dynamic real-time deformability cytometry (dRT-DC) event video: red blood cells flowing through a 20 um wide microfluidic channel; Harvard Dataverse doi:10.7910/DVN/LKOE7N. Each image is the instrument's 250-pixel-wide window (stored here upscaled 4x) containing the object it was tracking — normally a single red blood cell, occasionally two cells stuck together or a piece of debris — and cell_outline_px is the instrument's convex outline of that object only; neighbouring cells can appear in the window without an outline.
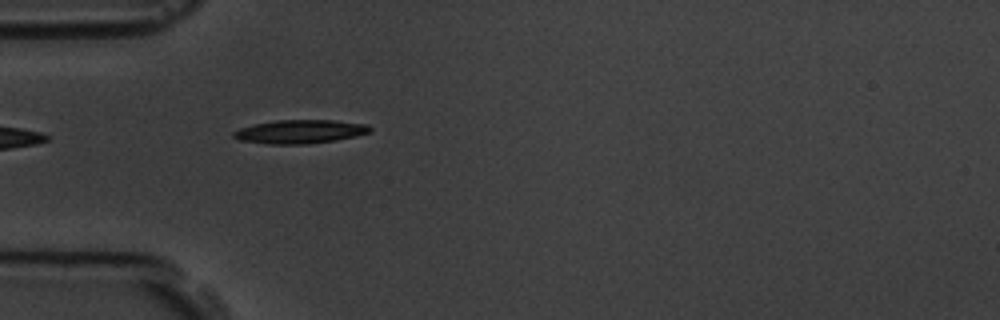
{"species": "common noctule bat (a hibernating species)", "species_latin": "Nyctalus noctula", "temperature_condition": "room temperature", "stored_images_in_passage": 1, "camera_frame_rate_fps": 3000, "um_per_image_px": 0.085, "animal": {"sex": "male", "body_mass_g": 19.5, "forearm_length_mm": 54.6}, "frame": {"image": 1, "passage_image": 1, "time_ms": 0.0, "image_size_px": [1000, 320], "cell_outline_px": [[372, 132], [356, 136], [336, 140], [304, 144], [268, 144], [240, 140], [232, 136], [232, 132], [240, 128], [256, 124], [276, 120], [332, 120], [368, 124], [372, 128]], "centroid_in_image_um": [25.53, 11.19], "position_along_channel_um": 59.5, "area_um2": 18.79}}